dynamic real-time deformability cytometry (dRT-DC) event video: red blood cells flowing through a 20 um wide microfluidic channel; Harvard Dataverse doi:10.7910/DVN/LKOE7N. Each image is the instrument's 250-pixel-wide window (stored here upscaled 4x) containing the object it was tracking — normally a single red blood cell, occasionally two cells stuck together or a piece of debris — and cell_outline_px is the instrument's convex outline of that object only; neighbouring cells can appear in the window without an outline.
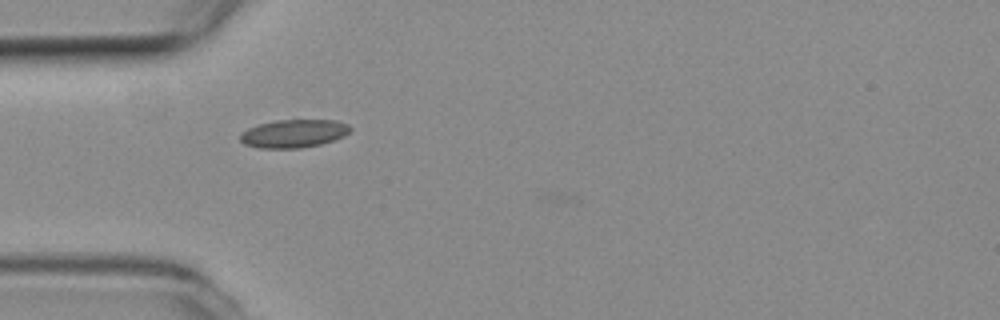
{"species": "common noctule bat (a hibernating species)", "species_latin": "Nyctalus noctula", "temperature_condition": "room temperature", "stored_images_in_passage": 39, "camera_frame_rate_fps": 3000, "um_per_image_px": 0.085, "animal": {"sex": "female", "body_mass_g": 19.3, "forearm_length_mm": 54.1}, "frame": {"image": 1, "passage_image": 1, "time_ms": 0.0, "image_size_px": [1000, 320], "cell_outline_px": [[352, 128], [344, 136], [320, 144], [300, 148], [260, 148], [244, 144], [240, 140], [240, 136], [248, 128], [260, 124], [276, 120], [336, 120], [348, 124]], "centroid_in_image_um": [24.98, 11.35], "position_along_channel_um": 60.0, "area_um2": 17.86}}
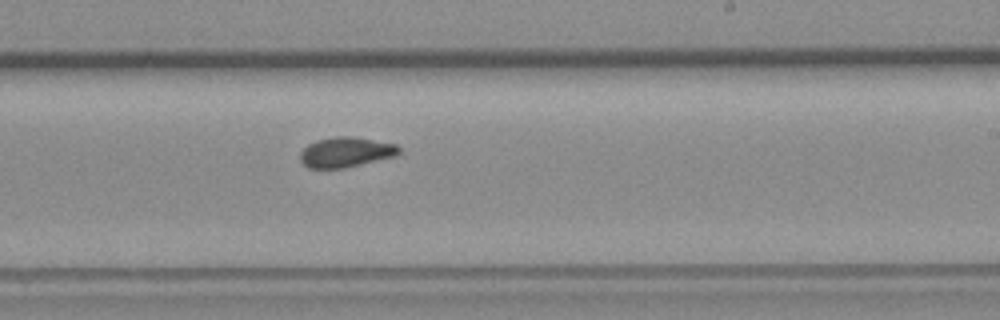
{"frame": {"image": 2, "passage_image": 17, "time_ms": 5.333, "image_size_px": [1000, 320], "cell_outline_px": [[400, 152], [396, 156], [344, 168], [308, 168], [300, 160], [300, 152], [308, 144], [316, 140], [336, 136], [352, 136], [396, 144], [400, 148]], "centroid_in_image_um": [29.39, 12.93], "position_along_channel_um": 259.6, "area_um2": 17.34}}
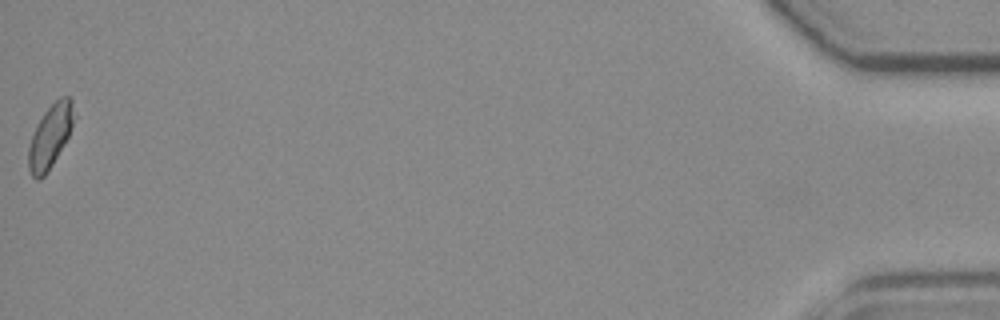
{"frame": {"image": 3, "passage_image": 39, "time_ms": 12.667, "image_size_px": [1000, 320], "cell_outline_px": [[76, 116], [68, 136], [52, 164], [44, 176], [40, 180], [36, 180], [32, 176], [28, 168], [28, 148], [32, 136], [44, 112], [60, 96], [72, 96]], "centroid_in_image_um": [4.29, 11.55], "position_along_channel_um": 430.9, "area_um2": 16.65}}